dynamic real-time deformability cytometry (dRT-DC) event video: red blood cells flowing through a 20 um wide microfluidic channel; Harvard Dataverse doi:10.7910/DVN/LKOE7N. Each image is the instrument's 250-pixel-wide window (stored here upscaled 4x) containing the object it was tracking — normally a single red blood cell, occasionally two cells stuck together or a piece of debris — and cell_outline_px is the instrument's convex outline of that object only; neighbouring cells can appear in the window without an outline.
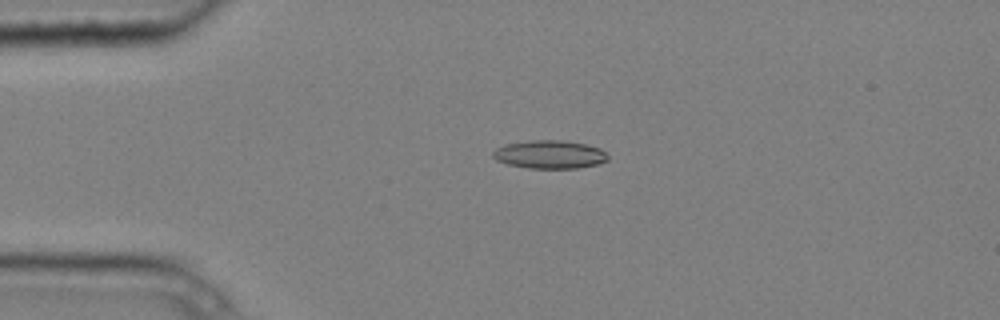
{"species": "common noctule bat (a hibernating species)", "species_latin": "Nyctalus noctula", "temperature_condition": "cold", "stored_images_in_passage": 5, "camera_frame_rate_fps": 3000, "um_per_image_px": 0.085, "animal": {"sex": "male", "body_mass_g": 20.4}, "frame": {"image": 1, "passage_image": 4, "time_ms": 1.0, "image_size_px": [1000, 320], "cell_outline_px": [[608, 160], [600, 164], [576, 168], [528, 168], [508, 164], [496, 160], [492, 156], [492, 152], [496, 148], [504, 144], [532, 140], [560, 140], [584, 144], [600, 148], [608, 156]], "centroid_in_image_um": [46.71, 13.13], "position_along_channel_um": 38.3, "area_um2": 18.9}}